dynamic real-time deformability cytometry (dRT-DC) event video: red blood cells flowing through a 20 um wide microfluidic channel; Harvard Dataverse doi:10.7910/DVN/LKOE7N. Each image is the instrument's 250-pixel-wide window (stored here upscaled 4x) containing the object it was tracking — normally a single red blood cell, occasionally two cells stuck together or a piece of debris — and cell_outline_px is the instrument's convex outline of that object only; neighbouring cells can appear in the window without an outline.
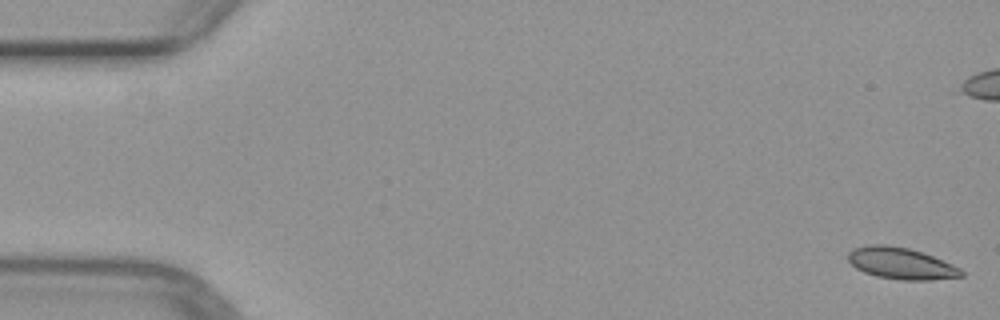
{"species": "common noctule bat (a hibernating species)", "species_latin": "Nyctalus noctula", "temperature_condition": "warm", "stored_images_in_passage": 6, "camera_frame_rate_fps": 3000, "um_per_image_px": 0.085, "animal": {"sex": "female", "body_mass_g": 29.2, "forearm_length_mm": 56.3}, "frame": {"image": 1, "passage_image": 1, "time_ms": 0.0, "image_size_px": [1000, 320], "cell_outline_px": [[964, 276], [928, 280], [900, 280], [876, 276], [864, 272], [856, 268], [848, 260], [848, 252], [856, 248], [872, 244], [888, 244], [908, 248], [924, 252], [952, 264], [960, 268], [964, 272]], "centroid_in_image_um": [76.61, 22.38], "position_along_channel_um": 8.4, "area_um2": 20.87}}
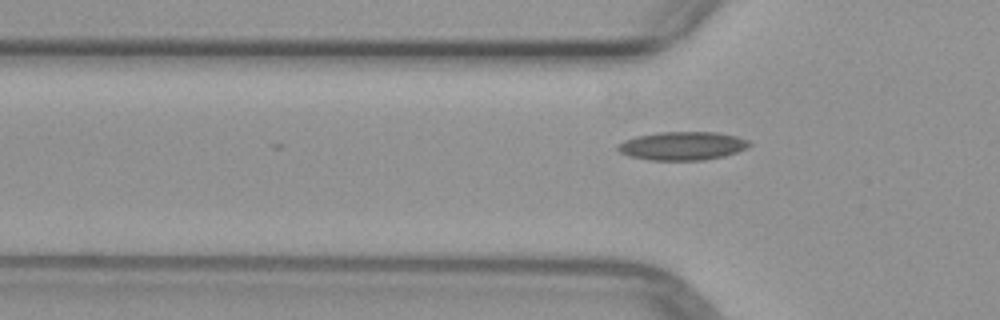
{"frame": {"image": 2, "passage_image": 6, "time_ms": 6.667, "image_size_px": [1000, 320], "cell_outline_px": [[752, 144], [748, 148], [724, 156], [704, 160], [648, 160], [628, 156], [620, 152], [616, 148], [616, 144], [624, 140], [636, 136], [656, 132], [716, 132], [736, 136], [748, 140]], "centroid_in_image_um": [57.98, 12.4], "position_along_channel_um": 67.8, "area_um2": 22.02}}